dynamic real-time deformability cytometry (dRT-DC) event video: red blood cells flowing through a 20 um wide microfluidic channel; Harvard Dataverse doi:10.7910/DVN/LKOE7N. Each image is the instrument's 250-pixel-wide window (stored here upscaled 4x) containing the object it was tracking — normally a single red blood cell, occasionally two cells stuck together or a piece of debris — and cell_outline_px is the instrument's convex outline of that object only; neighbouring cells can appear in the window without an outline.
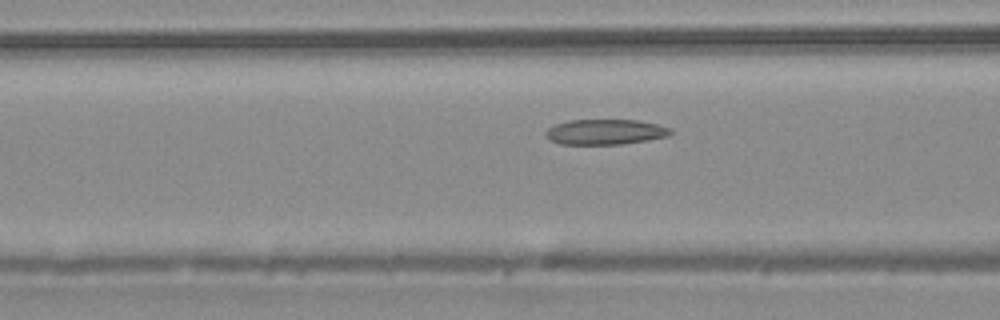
{"species": "common noctule bat (a hibernating species)", "species_latin": "Nyctalus noctula", "temperature_condition": "warm", "stored_images_in_passage": 47, "camera_frame_rate_fps": 3000, "um_per_image_px": 0.085, "animal": {"sex": "male", "body_mass_g": 20.4}, "frame": {"image": 1, "passage_image": 17, "time_ms": 5.333, "image_size_px": [1000, 320], "cell_outline_px": [[672, 132], [668, 136], [648, 140], [624, 144], [560, 144], [544, 136], [544, 132], [548, 128], [556, 124], [568, 120], [636, 120], [656, 124], [672, 128]], "centroid_in_image_um": [51.44, 11.21], "position_along_channel_um": 115.2, "area_um2": 18.44}}
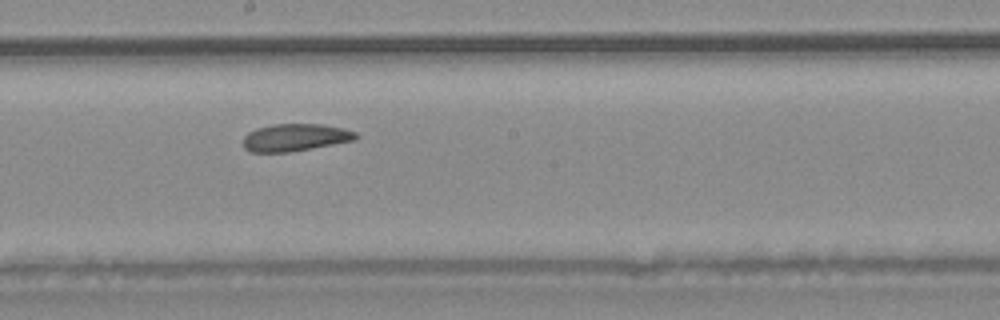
{"frame": {"image": 2, "passage_image": 25, "time_ms": 8.0, "image_size_px": [1000, 320], "cell_outline_px": [[360, 136], [356, 140], [288, 152], [252, 152], [244, 148], [244, 136], [248, 132], [256, 128], [272, 124], [320, 124], [344, 128], [356, 132]], "centroid_in_image_um": [25.11, 11.67], "position_along_channel_um": 223.1, "area_um2": 17.98}}
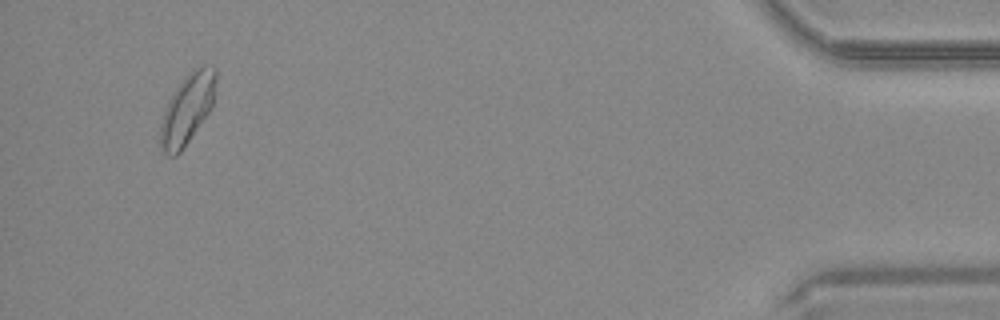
{"frame": {"image": 3, "passage_image": 45, "time_ms": 14.667, "image_size_px": [1000, 320], "cell_outline_px": [[216, 80], [212, 108], [180, 152], [176, 156], [168, 156], [160, 152], [160, 124], [168, 100], [172, 92], [188, 72], [192, 68], [204, 64], [216, 68]], "centroid_in_image_um": [15.9, 9.25], "position_along_channel_um": 419.3, "area_um2": 22.95}, "authors_computed_cell_mechanics": {"area_um2": 19.363, "velocity_mm_per_s": 4.0499, "shape_relaxation_time_tau1_ms": null, "shape_relaxation_time_tau2_ms": 3.8337, "deformation_change_tau1": null, "deformation_change_tau2": 0.1061}}